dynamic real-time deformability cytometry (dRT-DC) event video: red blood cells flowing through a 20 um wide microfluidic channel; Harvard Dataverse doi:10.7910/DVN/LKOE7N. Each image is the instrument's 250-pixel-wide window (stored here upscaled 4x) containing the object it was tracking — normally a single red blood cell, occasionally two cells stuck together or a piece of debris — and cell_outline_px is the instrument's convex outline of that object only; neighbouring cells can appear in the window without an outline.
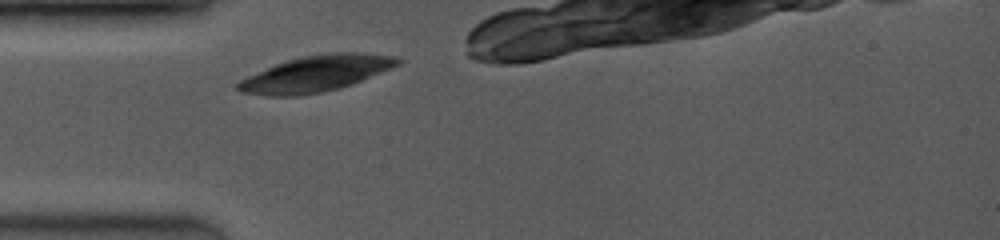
{"species": "common noctule bat (a hibernating species)", "species_latin": "Nyctalus noctula", "temperature_condition": "room temperature", "stored_images_in_passage": 1, "camera_frame_rate_fps": 3500, "um_per_image_px": 0.085, "animal": {"sex": "female", "body_mass_g": 19.0, "forearm_length_mm": 53.3}, "frame": {"image": 1, "passage_image": 1, "time_ms": 0.0, "image_size_px": [1000, 240], "cell_outline_px": [[404, 60], [400, 64], [352, 84], [340, 88], [324, 92], [296, 96], [268, 96], [240, 92], [236, 88], [236, 84], [240, 80], [248, 76], [276, 64], [288, 60], [304, 56], [328, 52], [360, 52], [396, 56]], "centroid_in_image_um": [26.88, 6.26], "position_along_channel_um": 58.1, "area_um2": 33.47}}